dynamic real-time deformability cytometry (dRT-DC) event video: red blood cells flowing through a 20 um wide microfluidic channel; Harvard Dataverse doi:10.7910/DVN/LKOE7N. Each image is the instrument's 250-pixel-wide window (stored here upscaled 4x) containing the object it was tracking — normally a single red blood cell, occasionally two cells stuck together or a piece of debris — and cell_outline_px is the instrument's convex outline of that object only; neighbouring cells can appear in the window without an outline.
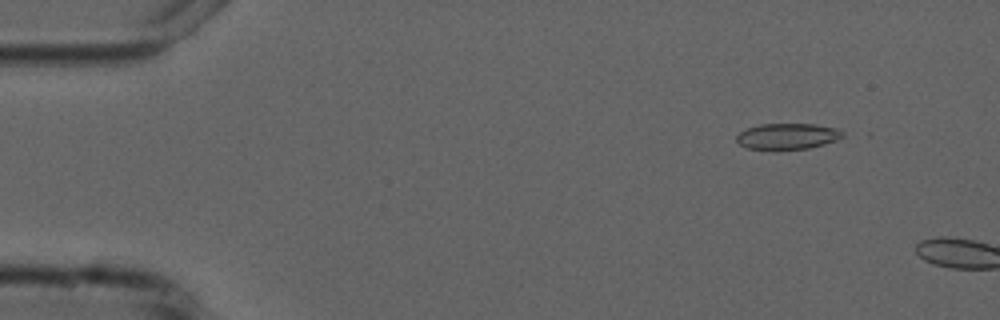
{"species": "common noctule bat (a hibernating species)", "species_latin": "Nyctalus noctula", "temperature_condition": "cold", "stored_images_in_passage": 3, "camera_frame_rate_fps": 3000, "um_per_image_px": 0.085, "animal": {"sex": "male", "forearm_length_mm": 52.5}, "frame": {"image": 1, "passage_image": 2, "time_ms": 1.333, "image_size_px": [1000, 320], "cell_outline_px": [[844, 136], [836, 140], [824, 144], [808, 148], [748, 148], [740, 144], [736, 140], [736, 136], [740, 132], [748, 128], [760, 124], [816, 124], [836, 128], [844, 132]], "centroid_in_image_um": [66.97, 11.56], "position_along_channel_um": 18.0, "area_um2": 15.66}}